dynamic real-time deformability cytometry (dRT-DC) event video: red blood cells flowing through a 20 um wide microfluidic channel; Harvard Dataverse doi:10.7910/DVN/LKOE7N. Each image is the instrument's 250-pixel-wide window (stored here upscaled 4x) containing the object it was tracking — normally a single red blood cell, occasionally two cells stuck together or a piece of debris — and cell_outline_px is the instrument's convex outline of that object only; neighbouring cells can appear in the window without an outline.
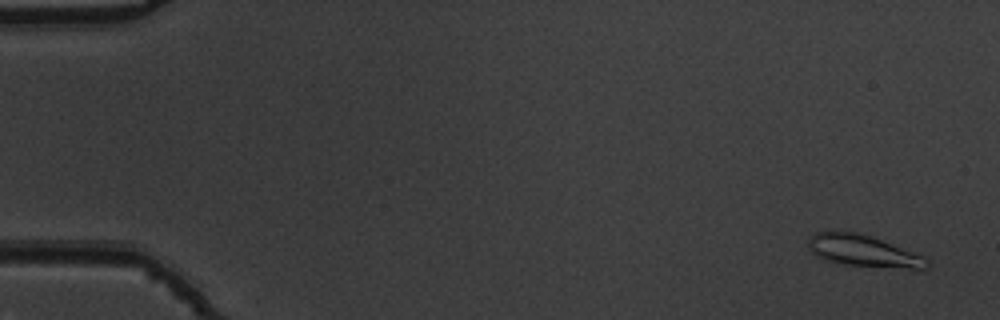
{"species": "common noctule bat (a hibernating species)", "species_latin": "Nyctalus noctula", "temperature_condition": "warm", "stored_images_in_passage": 54, "camera_frame_rate_fps": 3000, "um_per_image_px": 0.085, "animal": {"sex": "male", "body_mass_g": 19.5, "forearm_length_mm": 54.6}, "frame": {"image": 1, "passage_image": 3, "time_ms": 0.667, "image_size_px": [1000, 320], "cell_outline_px": [[928, 268], [924, 272], [844, 264], [828, 260], [816, 256], [808, 248], [808, 236], [816, 232], [856, 232], [872, 236], [912, 252], [928, 260]], "centroid_in_image_um": [73.44, 21.38], "position_along_channel_um": 11.6, "area_um2": 22.2}}
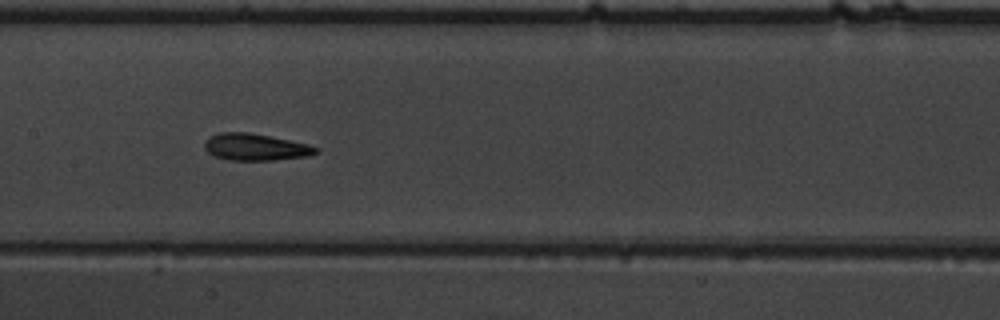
{"frame": {"image": 2, "passage_image": 28, "time_ms": 9.0, "image_size_px": [1000, 320], "cell_outline_px": [[320, 152], [308, 156], [272, 160], [228, 160], [216, 156], [208, 152], [204, 148], [204, 144], [212, 136], [220, 132], [248, 132], [308, 144], [320, 148]], "centroid_in_image_um": [21.75, 12.51], "position_along_channel_um": 185.6, "area_um2": 17.22}}
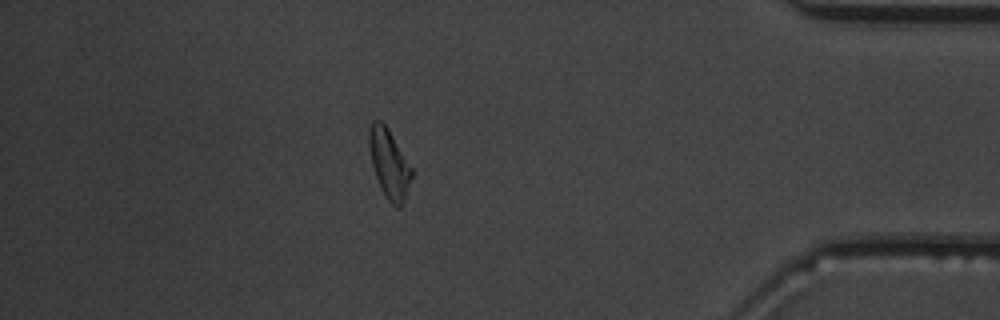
{"frame": {"image": 3, "passage_image": 48, "time_ms": 15.667, "image_size_px": [1000, 320], "cell_outline_px": [[412, 176], [404, 204], [400, 208], [396, 208], [388, 200], [376, 176], [372, 164], [368, 144], [368, 132], [372, 120], [380, 120], [388, 128], [412, 168]], "centroid_in_image_um": [33.08, 13.91], "position_along_channel_um": 402.1, "area_um2": 16.99}, "authors_computed_cell_mechanics": {"area_um2": 17.34, "velocity_mm_per_s": 3.8006, "shape_relaxation_time_tau1_ms": 2.9363, "shape_relaxation_time_tau2_ms": 3.593, "deformation_change_tau1": 0.1619, "deformation_change_tau2": 0.124}}